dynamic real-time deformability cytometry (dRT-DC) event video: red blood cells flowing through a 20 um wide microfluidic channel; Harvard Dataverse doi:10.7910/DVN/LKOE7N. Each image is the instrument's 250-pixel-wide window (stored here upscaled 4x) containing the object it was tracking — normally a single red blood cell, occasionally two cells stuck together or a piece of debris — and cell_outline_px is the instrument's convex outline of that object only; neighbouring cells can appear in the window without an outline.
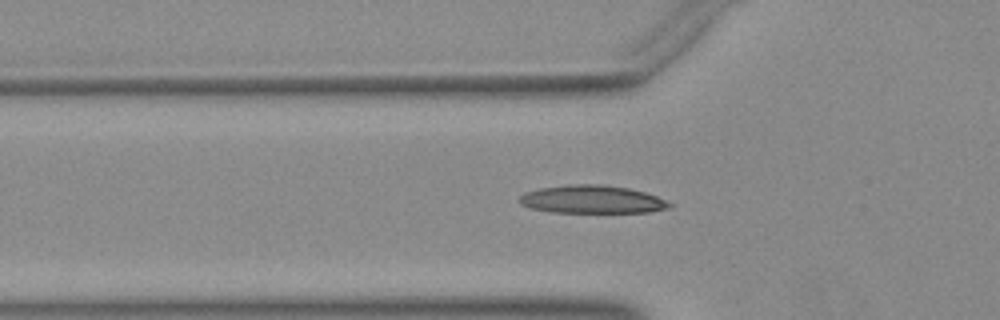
{"species": "Egyptian fruit bat (a non-hibernating species)", "species_latin": "Rousettus aegyptiacus", "temperature_condition": "warm", "stored_images_in_passage": 36, "camera_frame_rate_fps": 3000, "um_per_image_px": 0.085, "animal": {"sex": "female"}, "frame": {"image": 1, "passage_image": 6, "time_ms": 1.667, "image_size_px": [1000, 320], "cell_outline_px": [[672, 204], [668, 208], [648, 212], [552, 212], [532, 208], [520, 204], [520, 196], [524, 192], [540, 188], [568, 184], [600, 184], [628, 188], [644, 192], [656, 196]], "centroid_in_image_um": [50.29, 16.94], "position_along_channel_um": 75.5, "area_um2": 24.28}}
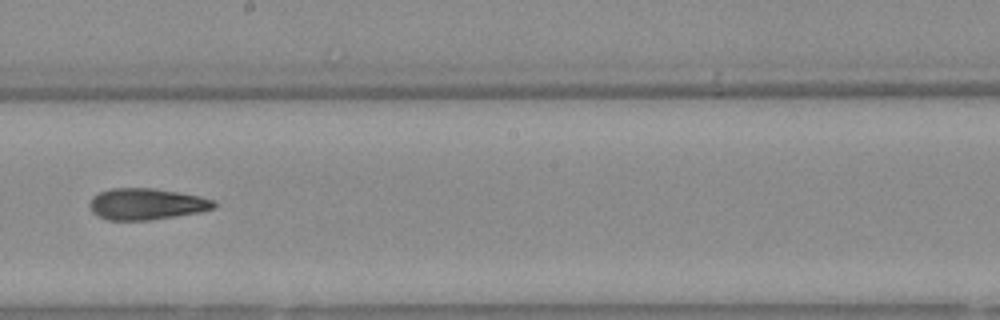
{"frame": {"image": 2, "passage_image": 18, "time_ms": 5.667, "image_size_px": [1000, 320], "cell_outline_px": [[216, 208], [196, 212], [148, 220], [108, 220], [92, 212], [88, 204], [92, 196], [100, 192], [112, 188], [152, 188], [200, 196], [212, 200], [216, 204]], "centroid_in_image_um": [12.4, 17.33], "position_along_channel_um": 235.8, "area_um2": 22.43}}
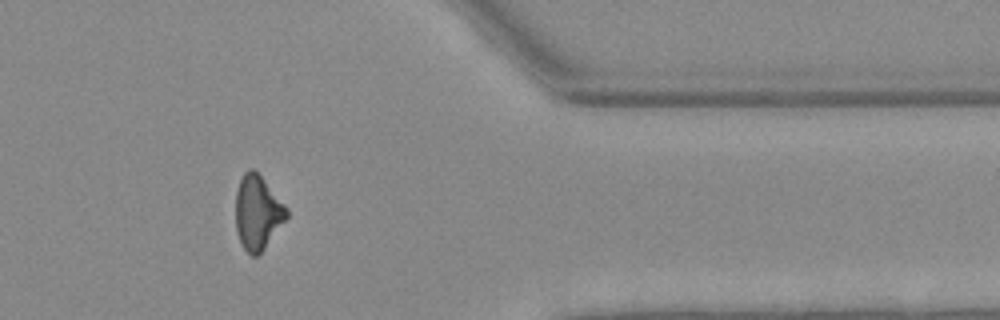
{"frame": {"image": 3, "passage_image": 31, "time_ms": 10.0, "image_size_px": [1000, 320], "cell_outline_px": [[288, 216], [264, 248], [256, 256], [252, 256], [244, 248], [240, 240], [236, 228], [236, 192], [240, 180], [244, 172], [248, 168], [252, 168], [260, 176], [288, 208]], "centroid_in_image_um": [21.89, 18.05], "position_along_channel_um": 389.5, "area_um2": 21.56}}